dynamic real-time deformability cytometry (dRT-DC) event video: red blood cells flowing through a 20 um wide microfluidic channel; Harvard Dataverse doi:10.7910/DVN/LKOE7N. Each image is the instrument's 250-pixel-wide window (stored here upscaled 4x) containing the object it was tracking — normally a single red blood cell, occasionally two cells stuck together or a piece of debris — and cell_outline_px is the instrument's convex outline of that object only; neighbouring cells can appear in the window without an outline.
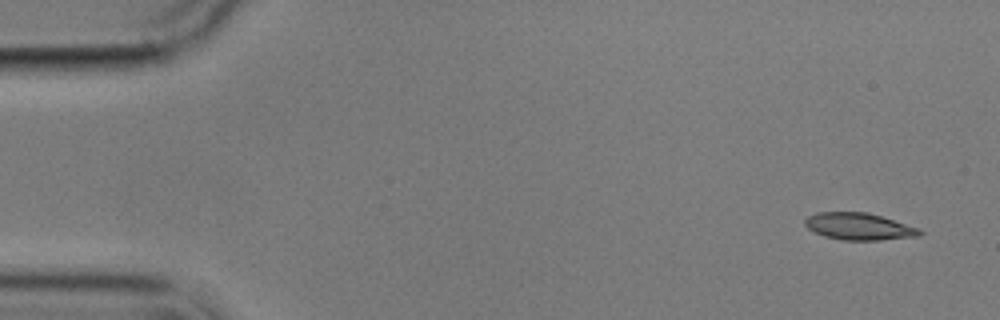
{"species": "common noctule bat (a hibernating species)", "species_latin": "Nyctalus noctula", "temperature_condition": "cold", "stored_images_in_passage": 3, "camera_frame_rate_fps": 3000, "um_per_image_px": 0.085, "animal": {"sex": "male", "body_mass_g": 17.9}, "frame": {"image": 1, "passage_image": 1, "time_ms": 0.0, "image_size_px": [1000, 320], "cell_outline_px": [[924, 232], [920, 236], [880, 240], [840, 240], [824, 236], [808, 228], [804, 224], [804, 220], [808, 216], [816, 212], [868, 212], [920, 228]], "centroid_in_image_um": [73.03, 19.25], "position_along_channel_um": 12.0, "area_um2": 18.15}}
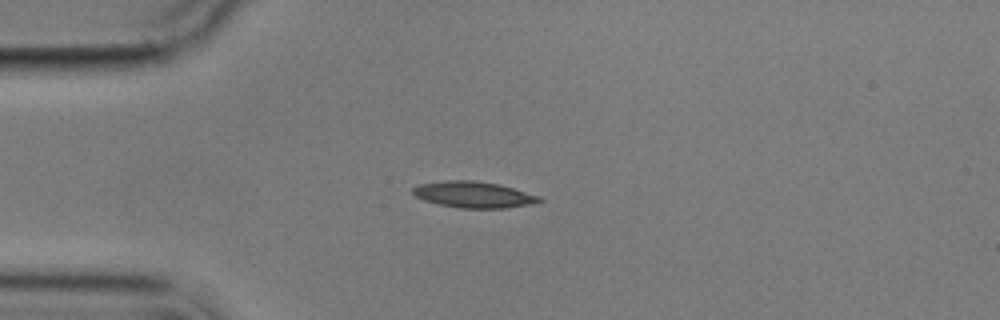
{"frame": {"image": 2, "passage_image": 3, "time_ms": 3.667, "image_size_px": [1000, 320], "cell_outline_px": [[544, 200], [528, 204], [504, 208], [460, 208], [440, 204], [424, 200], [416, 196], [412, 192], [412, 188], [420, 184], [444, 180], [476, 180], [500, 184], [540, 196]], "centroid_in_image_um": [40.25, 16.53], "position_along_channel_um": 44.8, "area_um2": 19.25}}